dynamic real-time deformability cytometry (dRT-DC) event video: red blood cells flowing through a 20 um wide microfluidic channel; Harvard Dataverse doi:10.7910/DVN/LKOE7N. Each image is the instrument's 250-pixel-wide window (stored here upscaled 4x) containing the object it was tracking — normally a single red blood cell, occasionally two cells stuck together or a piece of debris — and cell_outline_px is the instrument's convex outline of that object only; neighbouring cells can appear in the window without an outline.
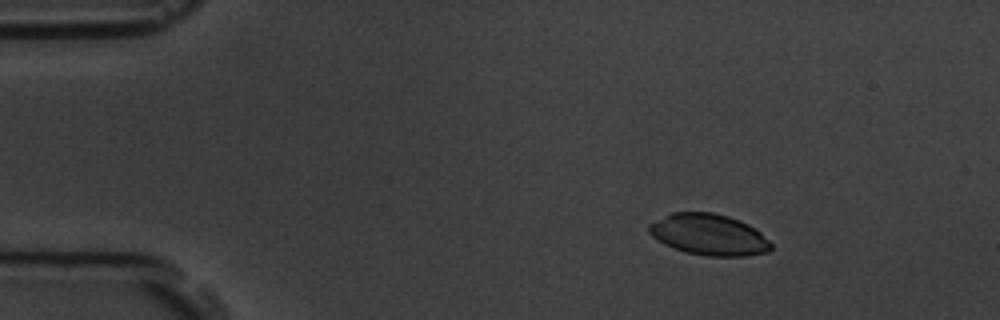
{"species": "common noctule bat (a hibernating species)", "species_latin": "Nyctalus noctula", "temperature_condition": "room temperature", "stored_images_in_passage": 6, "camera_frame_rate_fps": 3000, "um_per_image_px": 0.085, "animal": {"sex": "male", "body_mass_g": 19.5, "forearm_length_mm": 54.6}, "frame": {"image": 1, "passage_image": 1, "time_ms": 0.0, "image_size_px": [1000, 320], "cell_outline_px": [[772, 248], [768, 252], [744, 256], [704, 256], [684, 252], [664, 244], [652, 236], [648, 232], [648, 224], [672, 212], [712, 212], [728, 216], [740, 220], [756, 228], [772, 244]], "centroid_in_image_um": [60.25, 19.94], "position_along_channel_um": 24.7, "area_um2": 29.48}}
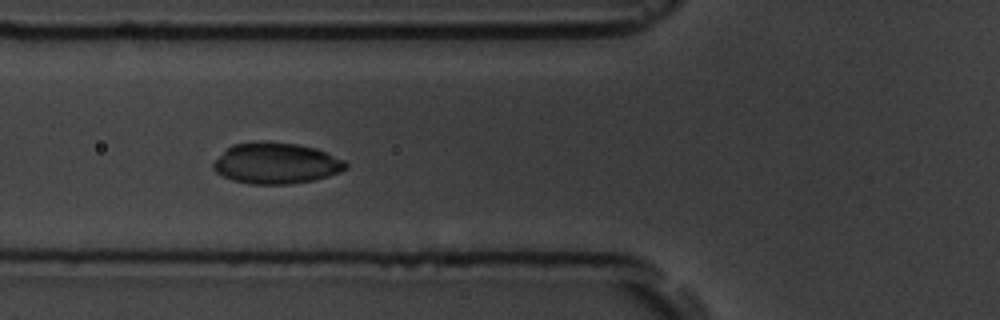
{"frame": {"image": 2, "passage_image": 5, "time_ms": 4.333, "image_size_px": [1000, 320], "cell_outline_px": [[348, 168], [340, 172], [328, 176], [312, 180], [288, 184], [248, 184], [232, 180], [216, 172], [212, 168], [212, 164], [232, 144], [296, 144], [316, 148], [344, 160], [348, 164]], "centroid_in_image_um": [23.5, 13.92], "position_along_channel_um": 102.3, "area_um2": 30.75}}
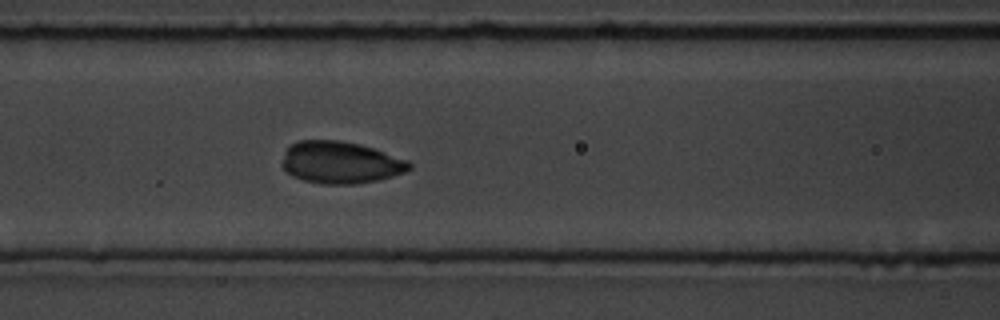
{"frame": {"image": 3, "passage_image": 6, "time_ms": 5.333, "image_size_px": [1000, 320], "cell_outline_px": [[412, 168], [404, 172], [392, 176], [376, 180], [356, 184], [320, 184], [304, 180], [292, 176], [284, 168], [284, 152], [296, 140], [340, 140], [360, 144], [408, 160], [412, 164]], "centroid_in_image_um": [28.95, 13.81], "position_along_channel_um": 137.6, "area_um2": 30.98}}